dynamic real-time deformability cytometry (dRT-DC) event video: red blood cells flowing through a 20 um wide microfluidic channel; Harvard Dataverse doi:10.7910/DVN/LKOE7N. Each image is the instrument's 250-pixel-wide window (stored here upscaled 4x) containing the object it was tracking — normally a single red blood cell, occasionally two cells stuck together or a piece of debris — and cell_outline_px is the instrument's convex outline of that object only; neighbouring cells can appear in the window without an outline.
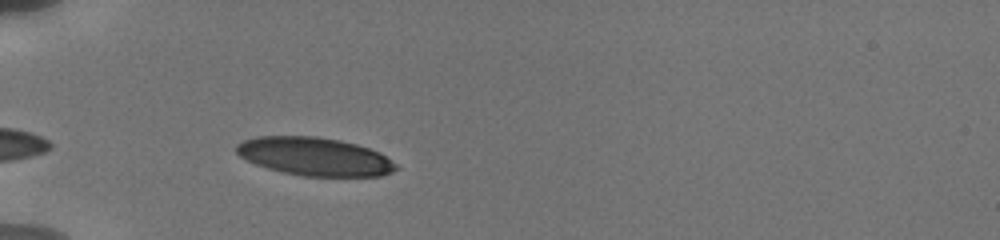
{"species": "human", "species_latin": "Homo sapiens", "temperature_condition": "cold", "stored_images_in_passage": 31, "camera_frame_rate_fps": 3000, "um_per_image_px": 0.085, "donor": {"sex": "male"}, "frame": {"image": 1, "passage_image": 4, "time_ms": 1.0, "image_size_px": [1000, 240], "cell_outline_px": [[400, 168], [392, 172], [380, 176], [304, 176], [284, 172], [268, 168], [256, 164], [240, 156], [236, 152], [236, 144], [244, 140], [260, 136], [316, 136], [340, 140], [356, 144], [380, 152], [396, 164]], "centroid_in_image_um": [26.76, 13.3], "position_along_channel_um": 58.2, "area_um2": 35.43}}
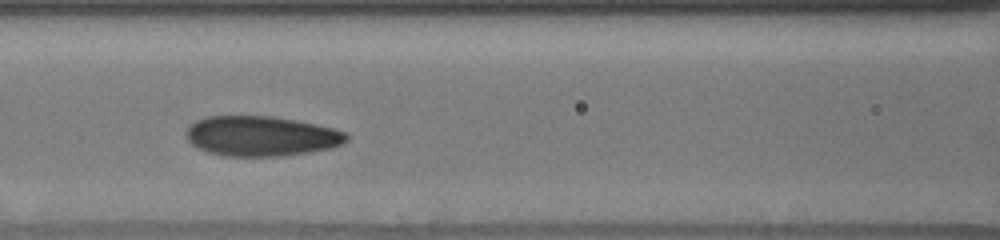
{"frame": {"image": 2, "passage_image": 12, "time_ms": 3.667, "image_size_px": [1000, 240], "cell_outline_px": [[348, 140], [332, 148], [308, 152], [280, 156], [224, 156], [208, 152], [196, 148], [188, 140], [184, 132], [196, 120], [204, 116], [272, 116], [316, 124], [332, 128], [344, 132], [348, 136]], "centroid_in_image_um": [22.16, 11.57], "position_along_channel_um": 144.4, "area_um2": 37.4}}
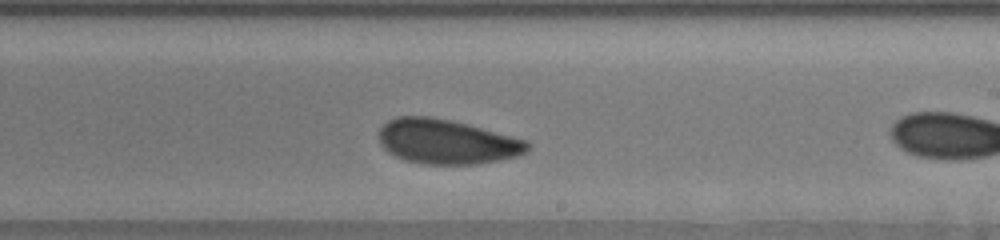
{"frame": {"image": 3, "passage_image": 17, "time_ms": 5.333, "image_size_px": [1000, 240], "cell_outline_px": [[532, 144], [528, 152], [516, 156], [500, 160], [476, 164], [424, 164], [404, 160], [388, 152], [380, 144], [380, 128], [388, 120], [396, 116], [428, 116], [452, 120], [468, 124], [528, 140]], "centroid_in_image_um": [38.01, 12.04], "position_along_channel_um": 251.0, "area_um2": 38.9}, "authors_computed_cell_mechanics": {"area_um2": 37.7434, "velocity_mm_per_s": 3.8021, "shape_relaxation_time_tau1_ms": 3.2531, "shape_relaxation_time_tau2_ms": 1.0943, "deformation_change_tau1": 0.1174, "deformation_change_tau2": 0.0581}}